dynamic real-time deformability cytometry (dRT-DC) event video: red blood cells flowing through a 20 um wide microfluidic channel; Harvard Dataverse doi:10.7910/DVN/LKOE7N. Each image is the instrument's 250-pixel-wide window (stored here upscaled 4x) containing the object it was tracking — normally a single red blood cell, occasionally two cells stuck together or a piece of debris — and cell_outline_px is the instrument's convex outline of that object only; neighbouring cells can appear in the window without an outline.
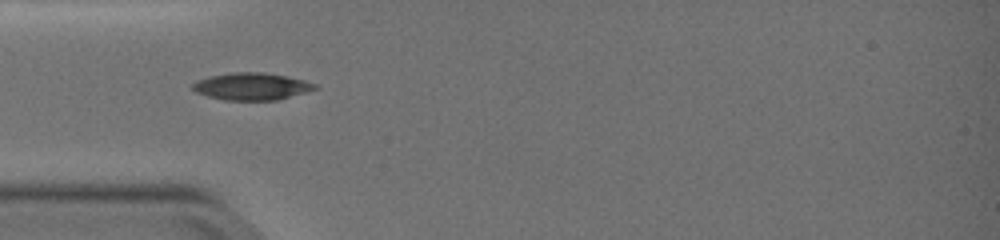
{"species": "common noctule bat (a hibernating species)", "species_latin": "Nyctalus noctula", "temperature_condition": "warm", "stored_images_in_passage": 27, "camera_frame_rate_fps": 3000, "um_per_image_px": 0.085, "animal": {"sex": "female", "body_mass_g": 19.0, "forearm_length_mm": 51.5}, "frame": {"image": 1, "passage_image": 4, "time_ms": 1.0, "image_size_px": [1000, 240], "cell_outline_px": [[320, 88], [276, 100], [224, 100], [208, 96], [196, 92], [192, 88], [192, 84], [196, 80], [208, 76], [232, 72], [264, 72], [288, 76], [304, 80], [316, 84]], "centroid_in_image_um": [21.38, 7.33], "position_along_channel_um": 63.6, "area_um2": 19.48}}
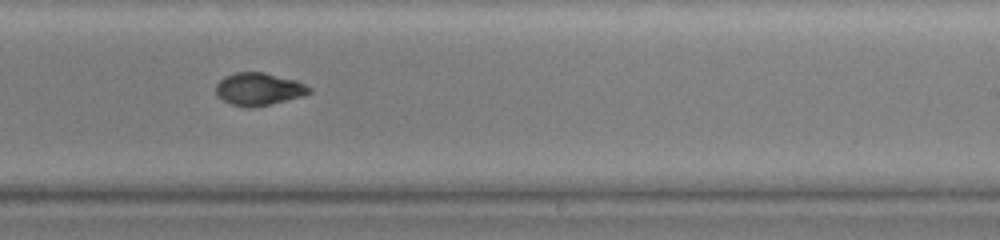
{"frame": {"image": 2, "passage_image": 14, "time_ms": 4.333, "image_size_px": [1000, 240], "cell_outline_px": [[312, 92], [300, 96], [268, 104], [248, 108], [232, 104], [216, 96], [216, 84], [224, 76], [236, 72], [264, 72], [296, 80], [312, 88]], "centroid_in_image_um": [21.97, 7.55], "position_along_channel_um": 267.0, "area_um2": 17.51}}
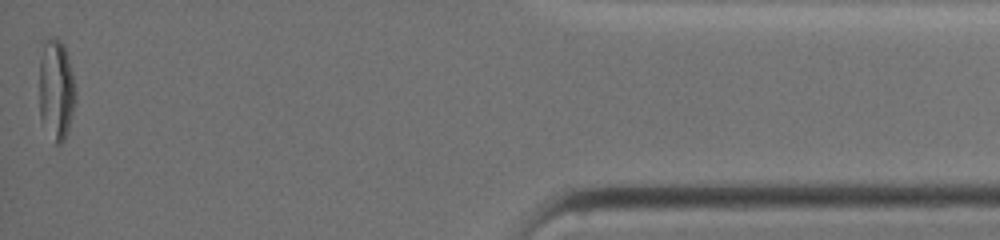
{"frame": {"image": 3, "passage_image": 27, "time_ms": 8.667, "image_size_px": [1000, 240], "cell_outline_px": [[76, 100], [68, 128], [64, 140], [60, 144], [56, 144], [40, 120], [40, 60], [44, 44], [48, 36], [56, 36], [64, 44], [76, 92]], "centroid_in_image_um": [4.77, 7.61], "position_along_channel_um": 430.4, "area_um2": 21.04}}